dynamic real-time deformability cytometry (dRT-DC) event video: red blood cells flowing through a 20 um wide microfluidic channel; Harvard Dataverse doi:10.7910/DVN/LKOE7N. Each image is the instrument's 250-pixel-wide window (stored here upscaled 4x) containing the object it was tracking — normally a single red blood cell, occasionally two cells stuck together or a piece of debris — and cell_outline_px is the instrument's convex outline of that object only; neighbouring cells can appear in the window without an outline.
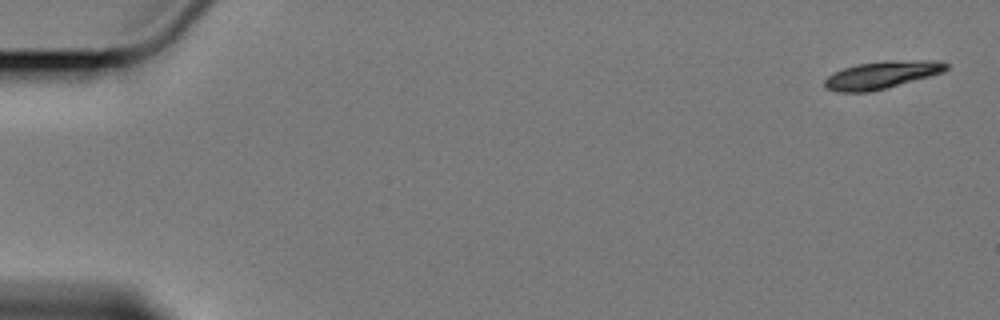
{"species": "Egyptian fruit bat (a non-hibernating species)", "species_latin": "Rousettus aegyptiacus", "temperature_condition": "cold", "stored_images_in_passage": 4, "camera_frame_rate_fps": 3000, "um_per_image_px": 0.085, "animal": {"sex": "female"}, "frame": {"image": 1, "passage_image": 1, "time_ms": 0.0, "image_size_px": [1000, 320], "cell_outline_px": [[948, 68], [944, 72], [884, 88], [868, 92], [836, 92], [828, 88], [824, 84], [824, 80], [832, 72], [856, 64], [884, 60], [936, 60], [948, 64]], "centroid_in_image_um": [74.93, 6.35], "position_along_channel_um": 10.1, "area_um2": 19.42}}